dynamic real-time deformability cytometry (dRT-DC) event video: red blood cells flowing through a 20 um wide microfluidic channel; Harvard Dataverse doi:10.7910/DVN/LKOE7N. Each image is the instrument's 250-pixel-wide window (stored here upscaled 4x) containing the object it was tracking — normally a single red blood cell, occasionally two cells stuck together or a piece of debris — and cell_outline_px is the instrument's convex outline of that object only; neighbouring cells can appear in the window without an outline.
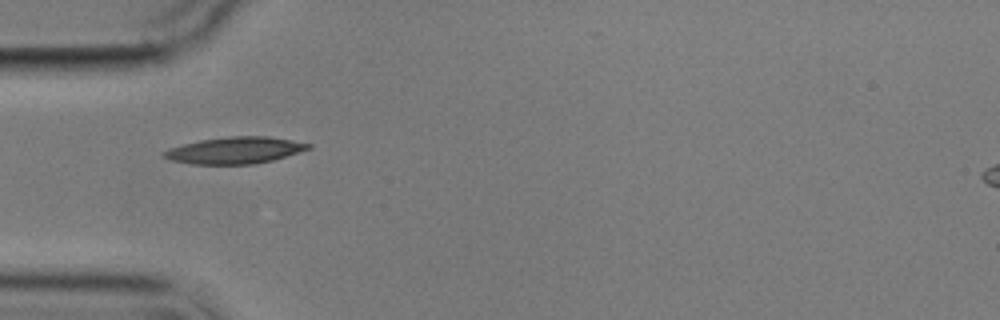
{"species": "common noctule bat (a hibernating species)", "species_latin": "Nyctalus noctula", "temperature_condition": "cold", "stored_images_in_passage": 6, "camera_frame_rate_fps": 3000, "um_per_image_px": 0.085, "animal": {"sex": "male", "body_mass_g": 17.9}, "frame": {"image": 1, "passage_image": 5, "time_ms": 5.0, "image_size_px": [1000, 320], "cell_outline_px": [[312, 148], [272, 160], [256, 164], [192, 164], [172, 160], [160, 156], [160, 152], [168, 148], [200, 140], [228, 136], [268, 136], [292, 140], [312, 144]], "centroid_in_image_um": [19.94, 12.77], "position_along_channel_um": 65.1, "area_um2": 22.54}}
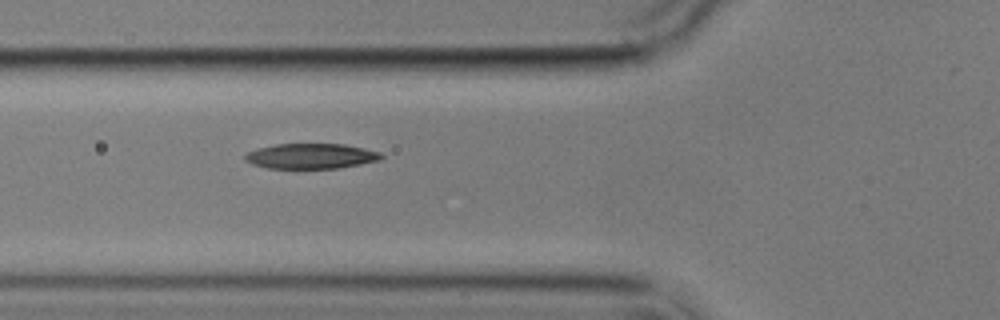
{"frame": {"image": 2, "passage_image": 6, "time_ms": 6.0, "image_size_px": [1000, 320], "cell_outline_px": [[384, 156], [380, 160], [360, 164], [336, 168], [268, 168], [252, 164], [244, 160], [244, 156], [248, 152], [256, 148], [276, 144], [344, 144], [364, 148], [380, 152]], "centroid_in_image_um": [26.42, 13.26], "position_along_channel_um": 99.4, "area_um2": 20.0}}